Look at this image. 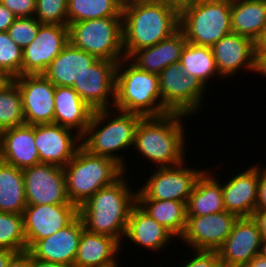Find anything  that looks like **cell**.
<instances>
[{"label":"cell","instance_id":"obj_1","mask_svg":"<svg viewBox=\"0 0 266 267\" xmlns=\"http://www.w3.org/2000/svg\"><path fill=\"white\" fill-rule=\"evenodd\" d=\"M125 180L123 174L78 207L85 229L115 238L119 243L125 236L131 209L137 203V192L129 190Z\"/></svg>","mask_w":266,"mask_h":267},{"label":"cell","instance_id":"obj_2","mask_svg":"<svg viewBox=\"0 0 266 267\" xmlns=\"http://www.w3.org/2000/svg\"><path fill=\"white\" fill-rule=\"evenodd\" d=\"M180 26V13L165 3L128 5L122 10L124 55L151 47L170 37Z\"/></svg>","mask_w":266,"mask_h":267},{"label":"cell","instance_id":"obj_3","mask_svg":"<svg viewBox=\"0 0 266 267\" xmlns=\"http://www.w3.org/2000/svg\"><path fill=\"white\" fill-rule=\"evenodd\" d=\"M184 116L186 117L184 114L167 113L158 117H143L135 133L133 149H137L158 168L183 163Z\"/></svg>","mask_w":266,"mask_h":267},{"label":"cell","instance_id":"obj_4","mask_svg":"<svg viewBox=\"0 0 266 267\" xmlns=\"http://www.w3.org/2000/svg\"><path fill=\"white\" fill-rule=\"evenodd\" d=\"M63 170L67 197L78 207L101 188L113 184L125 172L114 159L90 154L82 146Z\"/></svg>","mask_w":266,"mask_h":267},{"label":"cell","instance_id":"obj_5","mask_svg":"<svg viewBox=\"0 0 266 267\" xmlns=\"http://www.w3.org/2000/svg\"><path fill=\"white\" fill-rule=\"evenodd\" d=\"M126 60L124 58L117 63L113 107L143 117L170 113L162 104L158 75L140 70L132 62L124 70L122 67Z\"/></svg>","mask_w":266,"mask_h":267},{"label":"cell","instance_id":"obj_6","mask_svg":"<svg viewBox=\"0 0 266 267\" xmlns=\"http://www.w3.org/2000/svg\"><path fill=\"white\" fill-rule=\"evenodd\" d=\"M108 110L103 109L93 112L90 123L85 133L81 136V140L84 141L80 144L90 154L114 159L126 171L123 158L118 155L116 156L115 151L117 153L118 150H124L134 145L135 133L143 116L117 110L119 111V116L113 117L106 125L102 126L105 119L107 121L109 117L112 118L109 115L111 111Z\"/></svg>","mask_w":266,"mask_h":267},{"label":"cell","instance_id":"obj_7","mask_svg":"<svg viewBox=\"0 0 266 267\" xmlns=\"http://www.w3.org/2000/svg\"><path fill=\"white\" fill-rule=\"evenodd\" d=\"M179 29L187 42L212 47L231 29V0H200L180 12Z\"/></svg>","mask_w":266,"mask_h":267},{"label":"cell","instance_id":"obj_8","mask_svg":"<svg viewBox=\"0 0 266 267\" xmlns=\"http://www.w3.org/2000/svg\"><path fill=\"white\" fill-rule=\"evenodd\" d=\"M67 26L69 43L74 47L94 55L97 59L118 63L125 58L122 17L79 21Z\"/></svg>","mask_w":266,"mask_h":267},{"label":"cell","instance_id":"obj_9","mask_svg":"<svg viewBox=\"0 0 266 267\" xmlns=\"http://www.w3.org/2000/svg\"><path fill=\"white\" fill-rule=\"evenodd\" d=\"M158 79L162 104L170 113L188 116L200 109L206 87L197 78L187 75L180 62L168 65Z\"/></svg>","mask_w":266,"mask_h":267},{"label":"cell","instance_id":"obj_10","mask_svg":"<svg viewBox=\"0 0 266 267\" xmlns=\"http://www.w3.org/2000/svg\"><path fill=\"white\" fill-rule=\"evenodd\" d=\"M157 168L143 188L137 191V199L174 200L187 204L197 180L206 171L184 166Z\"/></svg>","mask_w":266,"mask_h":267},{"label":"cell","instance_id":"obj_11","mask_svg":"<svg viewBox=\"0 0 266 267\" xmlns=\"http://www.w3.org/2000/svg\"><path fill=\"white\" fill-rule=\"evenodd\" d=\"M22 172L27 205L73 204L67 197L63 167L38 163Z\"/></svg>","mask_w":266,"mask_h":267},{"label":"cell","instance_id":"obj_12","mask_svg":"<svg viewBox=\"0 0 266 267\" xmlns=\"http://www.w3.org/2000/svg\"><path fill=\"white\" fill-rule=\"evenodd\" d=\"M68 43L67 25L41 24L35 39L23 48L21 75L43 74Z\"/></svg>","mask_w":266,"mask_h":267},{"label":"cell","instance_id":"obj_13","mask_svg":"<svg viewBox=\"0 0 266 267\" xmlns=\"http://www.w3.org/2000/svg\"><path fill=\"white\" fill-rule=\"evenodd\" d=\"M77 216L78 206L75 204L27 205L23 212L27 250L38 240L69 225Z\"/></svg>","mask_w":266,"mask_h":267},{"label":"cell","instance_id":"obj_14","mask_svg":"<svg viewBox=\"0 0 266 267\" xmlns=\"http://www.w3.org/2000/svg\"><path fill=\"white\" fill-rule=\"evenodd\" d=\"M15 82L21 94L25 123H54L55 85L43 74L20 75Z\"/></svg>","mask_w":266,"mask_h":267},{"label":"cell","instance_id":"obj_15","mask_svg":"<svg viewBox=\"0 0 266 267\" xmlns=\"http://www.w3.org/2000/svg\"><path fill=\"white\" fill-rule=\"evenodd\" d=\"M237 219L238 216L226 210L203 216H187L181 239L195 251H216L231 233Z\"/></svg>","mask_w":266,"mask_h":267},{"label":"cell","instance_id":"obj_16","mask_svg":"<svg viewBox=\"0 0 266 267\" xmlns=\"http://www.w3.org/2000/svg\"><path fill=\"white\" fill-rule=\"evenodd\" d=\"M116 67L114 61L98 59L75 82L73 89L94 111L109 109V96L115 103Z\"/></svg>","mask_w":266,"mask_h":267},{"label":"cell","instance_id":"obj_17","mask_svg":"<svg viewBox=\"0 0 266 267\" xmlns=\"http://www.w3.org/2000/svg\"><path fill=\"white\" fill-rule=\"evenodd\" d=\"M262 236L252 217H238L231 233L216 250L223 267H244L260 254Z\"/></svg>","mask_w":266,"mask_h":267},{"label":"cell","instance_id":"obj_18","mask_svg":"<svg viewBox=\"0 0 266 267\" xmlns=\"http://www.w3.org/2000/svg\"><path fill=\"white\" fill-rule=\"evenodd\" d=\"M211 49L220 78L233 75L241 67L258 72L257 44L247 37L231 32Z\"/></svg>","mask_w":266,"mask_h":267},{"label":"cell","instance_id":"obj_19","mask_svg":"<svg viewBox=\"0 0 266 267\" xmlns=\"http://www.w3.org/2000/svg\"><path fill=\"white\" fill-rule=\"evenodd\" d=\"M70 130L54 123L34 125L35 146L40 163L64 167L74 157L82 141L80 136H72Z\"/></svg>","mask_w":266,"mask_h":267},{"label":"cell","instance_id":"obj_20","mask_svg":"<svg viewBox=\"0 0 266 267\" xmlns=\"http://www.w3.org/2000/svg\"><path fill=\"white\" fill-rule=\"evenodd\" d=\"M83 222L78 215L69 225L38 240L28 251L34 258L74 267Z\"/></svg>","mask_w":266,"mask_h":267},{"label":"cell","instance_id":"obj_21","mask_svg":"<svg viewBox=\"0 0 266 267\" xmlns=\"http://www.w3.org/2000/svg\"><path fill=\"white\" fill-rule=\"evenodd\" d=\"M0 160L22 170L40 163L34 125L24 123L2 131Z\"/></svg>","mask_w":266,"mask_h":267},{"label":"cell","instance_id":"obj_22","mask_svg":"<svg viewBox=\"0 0 266 267\" xmlns=\"http://www.w3.org/2000/svg\"><path fill=\"white\" fill-rule=\"evenodd\" d=\"M258 167H249L244 172L222 184L225 210L238 217H252L258 199Z\"/></svg>","mask_w":266,"mask_h":267},{"label":"cell","instance_id":"obj_23","mask_svg":"<svg viewBox=\"0 0 266 267\" xmlns=\"http://www.w3.org/2000/svg\"><path fill=\"white\" fill-rule=\"evenodd\" d=\"M54 124L76 129V136H82L90 123L94 110L81 99L72 87L55 86Z\"/></svg>","mask_w":266,"mask_h":267},{"label":"cell","instance_id":"obj_24","mask_svg":"<svg viewBox=\"0 0 266 267\" xmlns=\"http://www.w3.org/2000/svg\"><path fill=\"white\" fill-rule=\"evenodd\" d=\"M186 42L179 29L156 45L134 52L128 60L140 70L159 75L168 65L180 62Z\"/></svg>","mask_w":266,"mask_h":267},{"label":"cell","instance_id":"obj_25","mask_svg":"<svg viewBox=\"0 0 266 267\" xmlns=\"http://www.w3.org/2000/svg\"><path fill=\"white\" fill-rule=\"evenodd\" d=\"M98 59L68 43L50 63L43 75L55 86L73 87L75 82Z\"/></svg>","mask_w":266,"mask_h":267},{"label":"cell","instance_id":"obj_26","mask_svg":"<svg viewBox=\"0 0 266 267\" xmlns=\"http://www.w3.org/2000/svg\"><path fill=\"white\" fill-rule=\"evenodd\" d=\"M121 245L115 238L83 229L74 267H107L117 263Z\"/></svg>","mask_w":266,"mask_h":267},{"label":"cell","instance_id":"obj_27","mask_svg":"<svg viewBox=\"0 0 266 267\" xmlns=\"http://www.w3.org/2000/svg\"><path fill=\"white\" fill-rule=\"evenodd\" d=\"M173 236L137 203L132 207L124 237L150 251H157L164 248Z\"/></svg>","mask_w":266,"mask_h":267},{"label":"cell","instance_id":"obj_28","mask_svg":"<svg viewBox=\"0 0 266 267\" xmlns=\"http://www.w3.org/2000/svg\"><path fill=\"white\" fill-rule=\"evenodd\" d=\"M231 29L257 44L266 29V0H231Z\"/></svg>","mask_w":266,"mask_h":267},{"label":"cell","instance_id":"obj_29","mask_svg":"<svg viewBox=\"0 0 266 267\" xmlns=\"http://www.w3.org/2000/svg\"><path fill=\"white\" fill-rule=\"evenodd\" d=\"M207 172L205 171L197 180L188 198L187 216H203L225 210L222 185L213 178V174Z\"/></svg>","mask_w":266,"mask_h":267},{"label":"cell","instance_id":"obj_30","mask_svg":"<svg viewBox=\"0 0 266 267\" xmlns=\"http://www.w3.org/2000/svg\"><path fill=\"white\" fill-rule=\"evenodd\" d=\"M26 206L22 169L0 160V212L23 214Z\"/></svg>","mask_w":266,"mask_h":267},{"label":"cell","instance_id":"obj_31","mask_svg":"<svg viewBox=\"0 0 266 267\" xmlns=\"http://www.w3.org/2000/svg\"><path fill=\"white\" fill-rule=\"evenodd\" d=\"M137 204L175 237H182L187 224L186 203L174 200L137 199Z\"/></svg>","mask_w":266,"mask_h":267},{"label":"cell","instance_id":"obj_32","mask_svg":"<svg viewBox=\"0 0 266 267\" xmlns=\"http://www.w3.org/2000/svg\"><path fill=\"white\" fill-rule=\"evenodd\" d=\"M181 68L205 87L208 78L219 76L211 47L186 42L180 58Z\"/></svg>","mask_w":266,"mask_h":267},{"label":"cell","instance_id":"obj_33","mask_svg":"<svg viewBox=\"0 0 266 267\" xmlns=\"http://www.w3.org/2000/svg\"><path fill=\"white\" fill-rule=\"evenodd\" d=\"M68 25L107 17H122V9L113 0H68Z\"/></svg>","mask_w":266,"mask_h":267},{"label":"cell","instance_id":"obj_34","mask_svg":"<svg viewBox=\"0 0 266 267\" xmlns=\"http://www.w3.org/2000/svg\"><path fill=\"white\" fill-rule=\"evenodd\" d=\"M0 248L16 253L27 250L23 214L0 212Z\"/></svg>","mask_w":266,"mask_h":267},{"label":"cell","instance_id":"obj_35","mask_svg":"<svg viewBox=\"0 0 266 267\" xmlns=\"http://www.w3.org/2000/svg\"><path fill=\"white\" fill-rule=\"evenodd\" d=\"M25 123L19 87L14 82L0 92V129L6 130Z\"/></svg>","mask_w":266,"mask_h":267},{"label":"cell","instance_id":"obj_36","mask_svg":"<svg viewBox=\"0 0 266 267\" xmlns=\"http://www.w3.org/2000/svg\"><path fill=\"white\" fill-rule=\"evenodd\" d=\"M23 49L19 47L8 32H0V69L15 77L21 75Z\"/></svg>","mask_w":266,"mask_h":267},{"label":"cell","instance_id":"obj_37","mask_svg":"<svg viewBox=\"0 0 266 267\" xmlns=\"http://www.w3.org/2000/svg\"><path fill=\"white\" fill-rule=\"evenodd\" d=\"M68 0H36L34 17L41 24L68 25Z\"/></svg>","mask_w":266,"mask_h":267},{"label":"cell","instance_id":"obj_38","mask_svg":"<svg viewBox=\"0 0 266 267\" xmlns=\"http://www.w3.org/2000/svg\"><path fill=\"white\" fill-rule=\"evenodd\" d=\"M41 23L34 17L16 18L8 28V34L22 49L28 46L36 37Z\"/></svg>","mask_w":266,"mask_h":267},{"label":"cell","instance_id":"obj_39","mask_svg":"<svg viewBox=\"0 0 266 267\" xmlns=\"http://www.w3.org/2000/svg\"><path fill=\"white\" fill-rule=\"evenodd\" d=\"M184 267H223L217 251L196 250V255Z\"/></svg>","mask_w":266,"mask_h":267},{"label":"cell","instance_id":"obj_40","mask_svg":"<svg viewBox=\"0 0 266 267\" xmlns=\"http://www.w3.org/2000/svg\"><path fill=\"white\" fill-rule=\"evenodd\" d=\"M0 2L17 18L34 16L36 0H0Z\"/></svg>","mask_w":266,"mask_h":267},{"label":"cell","instance_id":"obj_41","mask_svg":"<svg viewBox=\"0 0 266 267\" xmlns=\"http://www.w3.org/2000/svg\"><path fill=\"white\" fill-rule=\"evenodd\" d=\"M258 199L255 210H266V168H258Z\"/></svg>","mask_w":266,"mask_h":267},{"label":"cell","instance_id":"obj_42","mask_svg":"<svg viewBox=\"0 0 266 267\" xmlns=\"http://www.w3.org/2000/svg\"><path fill=\"white\" fill-rule=\"evenodd\" d=\"M16 18L15 14L0 2V32L8 31Z\"/></svg>","mask_w":266,"mask_h":267},{"label":"cell","instance_id":"obj_43","mask_svg":"<svg viewBox=\"0 0 266 267\" xmlns=\"http://www.w3.org/2000/svg\"><path fill=\"white\" fill-rule=\"evenodd\" d=\"M6 267H30V252L28 250L15 253Z\"/></svg>","mask_w":266,"mask_h":267},{"label":"cell","instance_id":"obj_44","mask_svg":"<svg viewBox=\"0 0 266 267\" xmlns=\"http://www.w3.org/2000/svg\"><path fill=\"white\" fill-rule=\"evenodd\" d=\"M252 218L257 223L262 238H266V210H255Z\"/></svg>","mask_w":266,"mask_h":267},{"label":"cell","instance_id":"obj_45","mask_svg":"<svg viewBox=\"0 0 266 267\" xmlns=\"http://www.w3.org/2000/svg\"><path fill=\"white\" fill-rule=\"evenodd\" d=\"M200 0H165V4L177 10L179 13L185 8L194 5Z\"/></svg>","mask_w":266,"mask_h":267},{"label":"cell","instance_id":"obj_46","mask_svg":"<svg viewBox=\"0 0 266 267\" xmlns=\"http://www.w3.org/2000/svg\"><path fill=\"white\" fill-rule=\"evenodd\" d=\"M15 78L10 72L0 69V92L9 88L15 82Z\"/></svg>","mask_w":266,"mask_h":267},{"label":"cell","instance_id":"obj_47","mask_svg":"<svg viewBox=\"0 0 266 267\" xmlns=\"http://www.w3.org/2000/svg\"><path fill=\"white\" fill-rule=\"evenodd\" d=\"M30 267H72V266L44 261L38 258H34L30 254Z\"/></svg>","mask_w":266,"mask_h":267},{"label":"cell","instance_id":"obj_48","mask_svg":"<svg viewBox=\"0 0 266 267\" xmlns=\"http://www.w3.org/2000/svg\"><path fill=\"white\" fill-rule=\"evenodd\" d=\"M15 253L14 251L0 248V267H6L8 261Z\"/></svg>","mask_w":266,"mask_h":267},{"label":"cell","instance_id":"obj_49","mask_svg":"<svg viewBox=\"0 0 266 267\" xmlns=\"http://www.w3.org/2000/svg\"><path fill=\"white\" fill-rule=\"evenodd\" d=\"M258 55V73L266 76V52H257Z\"/></svg>","mask_w":266,"mask_h":267},{"label":"cell","instance_id":"obj_50","mask_svg":"<svg viewBox=\"0 0 266 267\" xmlns=\"http://www.w3.org/2000/svg\"><path fill=\"white\" fill-rule=\"evenodd\" d=\"M244 267H266V258L259 254Z\"/></svg>","mask_w":266,"mask_h":267},{"label":"cell","instance_id":"obj_51","mask_svg":"<svg viewBox=\"0 0 266 267\" xmlns=\"http://www.w3.org/2000/svg\"><path fill=\"white\" fill-rule=\"evenodd\" d=\"M151 3H165V0H129V5L151 4Z\"/></svg>","mask_w":266,"mask_h":267},{"label":"cell","instance_id":"obj_52","mask_svg":"<svg viewBox=\"0 0 266 267\" xmlns=\"http://www.w3.org/2000/svg\"><path fill=\"white\" fill-rule=\"evenodd\" d=\"M257 52H266V29L262 38L257 43Z\"/></svg>","mask_w":266,"mask_h":267},{"label":"cell","instance_id":"obj_53","mask_svg":"<svg viewBox=\"0 0 266 267\" xmlns=\"http://www.w3.org/2000/svg\"><path fill=\"white\" fill-rule=\"evenodd\" d=\"M122 10L129 5V0H113Z\"/></svg>","mask_w":266,"mask_h":267},{"label":"cell","instance_id":"obj_54","mask_svg":"<svg viewBox=\"0 0 266 267\" xmlns=\"http://www.w3.org/2000/svg\"><path fill=\"white\" fill-rule=\"evenodd\" d=\"M260 255L266 258V238H262Z\"/></svg>","mask_w":266,"mask_h":267},{"label":"cell","instance_id":"obj_55","mask_svg":"<svg viewBox=\"0 0 266 267\" xmlns=\"http://www.w3.org/2000/svg\"><path fill=\"white\" fill-rule=\"evenodd\" d=\"M107 267H118V265H117V263H115V264H112V265L107 266Z\"/></svg>","mask_w":266,"mask_h":267},{"label":"cell","instance_id":"obj_56","mask_svg":"<svg viewBox=\"0 0 266 267\" xmlns=\"http://www.w3.org/2000/svg\"><path fill=\"white\" fill-rule=\"evenodd\" d=\"M2 130L0 129V146H1Z\"/></svg>","mask_w":266,"mask_h":267}]
</instances>
